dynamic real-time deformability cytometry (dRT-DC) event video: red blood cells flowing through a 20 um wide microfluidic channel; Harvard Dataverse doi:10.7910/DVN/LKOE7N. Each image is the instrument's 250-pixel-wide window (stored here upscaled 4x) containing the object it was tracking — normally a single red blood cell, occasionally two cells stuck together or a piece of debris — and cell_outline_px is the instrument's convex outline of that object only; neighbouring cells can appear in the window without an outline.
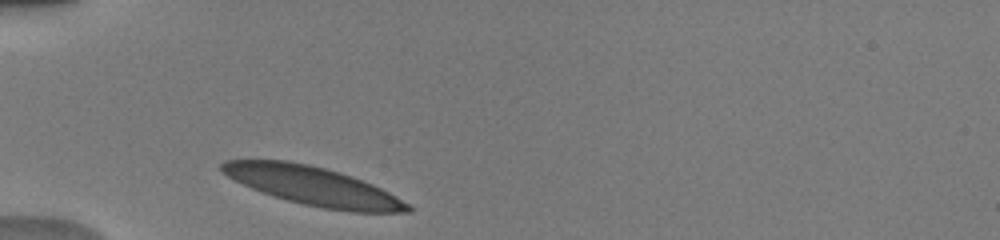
{"species": "human", "species_latin": "Homo sapiens", "temperature_condition": "warm", "stored_images_in_passage": 29, "camera_frame_rate_fps": 3000, "um_per_image_px": 0.085, "donor": {"sex": "male"}, "frame": {"image": 1, "passage_image": 1, "time_ms": 0.0, "image_size_px": [1000, 240], "cell_outline_px": [[412, 212], [348, 212], [324, 208], [304, 204], [288, 200], [252, 188], [220, 172], [220, 164], [224, 160], [288, 160], [308, 164], [340, 172], [352, 176], [372, 184], [388, 192], [408, 204], [412, 208]], "centroid_in_image_um": [26.61, 15.8], "position_along_channel_um": 58.4, "area_um2": 41.33}}
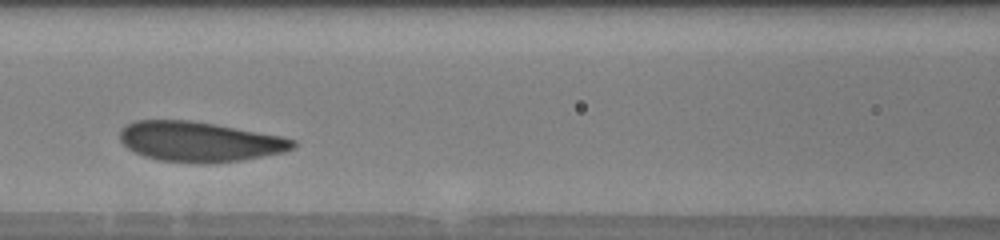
{"frame": {"image": 2, "passage_image": 9, "time_ms": 2.667, "image_size_px": [1000, 240], "cell_outline_px": [[296, 148], [284, 152], [240, 160], [160, 160], [144, 156], [128, 148], [120, 140], [120, 128], [136, 120], [188, 120], [216, 124], [284, 136], [296, 140]], "centroid_in_image_um": [16.99, 11.98], "position_along_channel_um": 149.6, "area_um2": 39.3}}
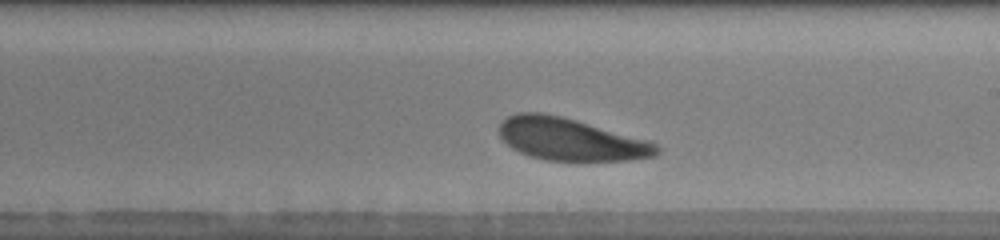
{"frame": {"image": 3, "passage_image": 16, "time_ms": 5.0, "image_size_px": [1000, 240], "cell_outline_px": [[660, 152], [656, 156], [632, 160], [544, 160], [528, 156], [512, 148], [500, 136], [500, 124], [508, 116], [516, 112], [540, 112], [560, 116], [576, 120], [648, 140], [656, 144], [660, 148]], "centroid_in_image_um": [48.51, 11.84], "position_along_channel_um": 240.5, "area_um2": 38.61}, "authors_computed_cell_mechanics": {"area_um2": 39.7664, "velocity_mm_per_s": 3.9072, "shape_relaxation_time_tau1_ms": 3.2389, "shape_relaxation_time_tau2_ms": null, "deformation_change_tau1": 0.1468, "deformation_change_tau2": null}}